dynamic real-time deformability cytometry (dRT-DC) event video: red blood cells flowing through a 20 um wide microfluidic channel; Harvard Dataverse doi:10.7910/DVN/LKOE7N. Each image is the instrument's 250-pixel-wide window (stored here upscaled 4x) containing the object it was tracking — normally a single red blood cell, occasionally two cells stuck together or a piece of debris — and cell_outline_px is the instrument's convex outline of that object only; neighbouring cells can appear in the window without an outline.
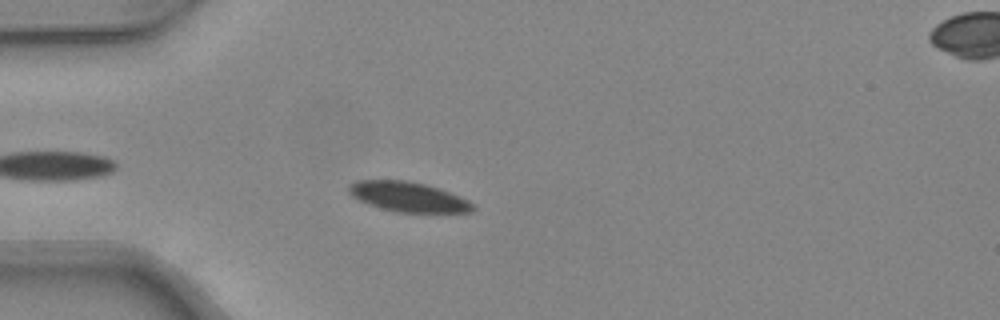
{"species": "common noctule bat (a hibernating species)", "species_latin": "Nyctalus noctula", "temperature_condition": "warm", "stored_images_in_passage": 25, "camera_frame_rate_fps": 3000, "um_per_image_px": 0.085, "animal": {"sex": "female", "body_mass_g": 24.6, "forearm_length_mm": 56.2}, "frame": {"image": 1, "passage_image": 4, "time_ms": 1.0, "image_size_px": [1000, 320], "cell_outline_px": [[476, 208], [472, 212], [396, 212], [380, 208], [368, 204], [352, 196], [348, 192], [348, 184], [356, 180], [404, 180], [424, 184], [440, 188], [460, 196], [476, 204]], "centroid_in_image_um": [34.71, 16.73], "position_along_channel_um": 50.3, "area_um2": 21.73}}
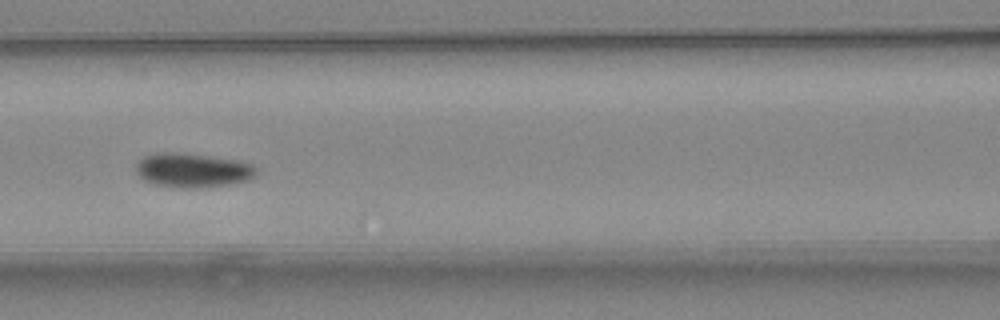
{"frame": {"image": 2, "passage_image": 12, "time_ms": 3.667, "image_size_px": [1000, 320], "cell_outline_px": [[256, 176], [248, 180], [232, 184], [200, 188], [180, 188], [152, 184], [144, 180], [136, 172], [136, 164], [144, 156], [156, 152], [176, 152], [208, 156], [236, 160], [252, 164], [256, 168]], "centroid_in_image_um": [16.36, 14.48], "position_along_channel_um": 150.2, "area_um2": 24.16}}
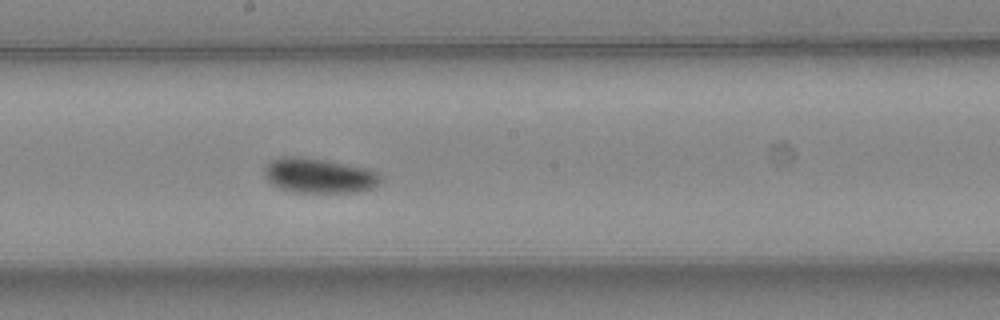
{"frame": {"image": 3, "passage_image": 17, "time_ms": 5.333, "image_size_px": [1000, 320], "cell_outline_px": [[380, 184], [376, 188], [360, 192], [292, 192], [280, 188], [272, 184], [264, 176], [264, 168], [272, 160], [284, 156], [288, 156], [324, 160], [368, 168], [376, 172], [380, 176]], "centroid_in_image_um": [27.15, 14.95], "position_along_channel_um": 221.1, "area_um2": 23.52}}